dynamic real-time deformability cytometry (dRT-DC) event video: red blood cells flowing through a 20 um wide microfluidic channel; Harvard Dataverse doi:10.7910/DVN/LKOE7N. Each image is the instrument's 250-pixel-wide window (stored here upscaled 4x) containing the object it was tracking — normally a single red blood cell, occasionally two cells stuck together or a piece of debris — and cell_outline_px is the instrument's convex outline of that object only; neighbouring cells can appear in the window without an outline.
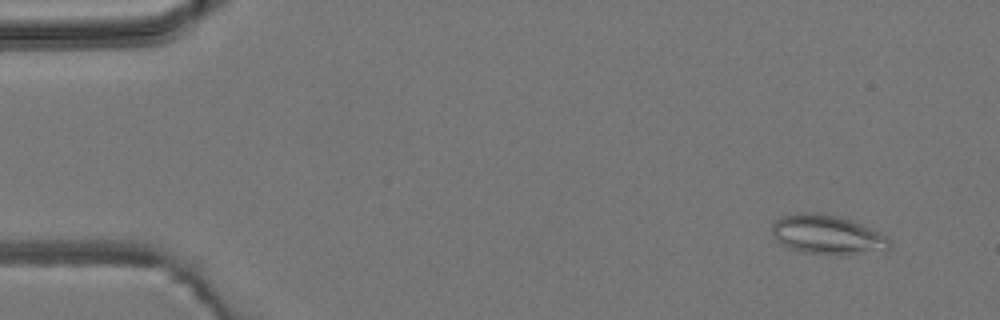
{"species": "common noctule bat (a hibernating species)", "species_latin": "Nyctalus noctula", "temperature_condition": "room temperature", "stored_images_in_passage": 4, "camera_frame_rate_fps": 3000, "um_per_image_px": 0.085, "animal": {"sex": "male", "body_mass_g": 19.2, "forearm_length_mm": 51.8}, "frame": {"image": 1, "passage_image": 1, "time_ms": 0.0, "image_size_px": [1000, 320], "cell_outline_px": [[892, 244], [888, 248], [836, 256], [800, 252], [788, 248], [780, 244], [776, 240], [772, 232], [772, 220], [780, 216], [796, 212], [816, 212], [836, 216], [852, 220], [872, 228], [888, 236]], "centroid_in_image_um": [70.25, 19.93], "position_along_channel_um": 14.8, "area_um2": 27.34}}